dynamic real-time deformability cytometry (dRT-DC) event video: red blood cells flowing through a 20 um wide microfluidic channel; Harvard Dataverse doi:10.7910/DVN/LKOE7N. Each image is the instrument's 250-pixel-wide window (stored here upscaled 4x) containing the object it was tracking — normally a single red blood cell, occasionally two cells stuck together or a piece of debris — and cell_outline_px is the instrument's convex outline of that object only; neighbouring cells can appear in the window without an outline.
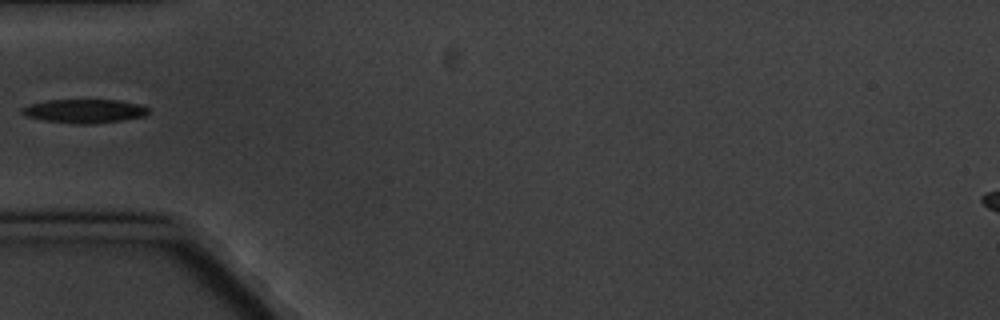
{"species": "common noctule bat (a hibernating species)", "species_latin": "Nyctalus noctula", "temperature_condition": "cold", "stored_images_in_passage": 6, "camera_frame_rate_fps": 3000, "um_per_image_px": 0.085, "animal": {"sex": "male", "body_mass_g": 20.1, "forearm_length_mm": 53.5}, "frame": {"image": 1, "passage_image": 6, "time_ms": 6.667, "image_size_px": [1000, 320], "cell_outline_px": [[148, 112], [144, 116], [124, 120], [88, 124], [72, 124], [44, 120], [28, 116], [20, 112], [20, 108], [28, 104], [48, 100], [120, 100], [140, 104], [148, 108]], "centroid_in_image_um": [7.16, 9.44], "position_along_channel_um": 77.8, "area_um2": 17.57}}